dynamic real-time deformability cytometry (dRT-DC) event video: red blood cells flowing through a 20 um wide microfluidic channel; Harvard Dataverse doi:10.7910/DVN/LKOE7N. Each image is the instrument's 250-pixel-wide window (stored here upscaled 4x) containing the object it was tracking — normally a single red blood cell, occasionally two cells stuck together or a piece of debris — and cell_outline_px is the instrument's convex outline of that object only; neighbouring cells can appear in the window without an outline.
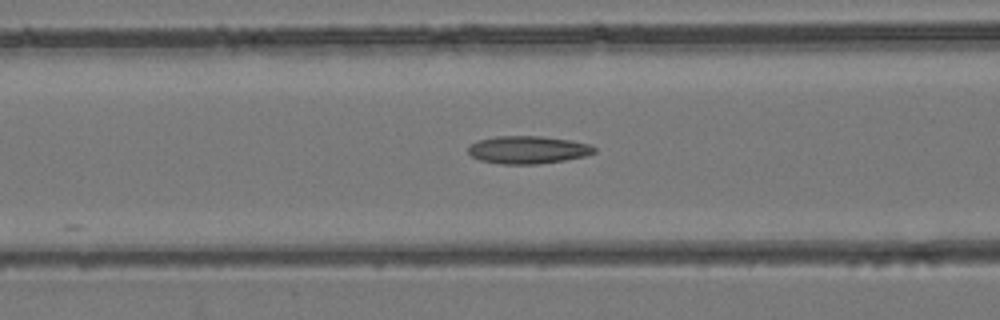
{"species": "common noctule bat (a hibernating species)", "species_latin": "Nyctalus noctula", "temperature_condition": "room temperature", "stored_images_in_passage": 19, "camera_frame_rate_fps": 3000, "um_per_image_px": 0.085, "animal": {"sex": "female", "body_mass_g": 24.6, "forearm_length_mm": 56.2}, "frame": {"image": 1, "passage_image": 7, "time_ms": 2.0, "image_size_px": [1000, 320], "cell_outline_px": [[596, 152], [584, 156], [564, 160], [536, 164], [500, 164], [480, 160], [472, 156], [468, 152], [468, 148], [476, 140], [496, 136], [540, 136], [572, 140], [592, 144], [596, 148]], "centroid_in_image_um": [44.89, 12.72], "position_along_channel_um": 121.7, "area_um2": 20.46}}
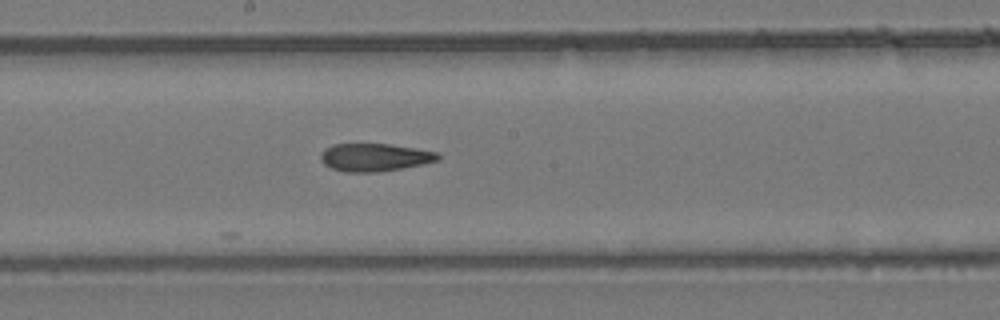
{"frame": {"image": 2, "passage_image": 13, "time_ms": 4.0, "image_size_px": [1000, 320], "cell_outline_px": [[440, 160], [424, 164], [376, 172], [344, 172], [332, 168], [324, 164], [320, 160], [320, 152], [324, 148], [332, 144], [388, 144], [440, 152]], "centroid_in_image_um": [31.83, 13.37], "position_along_channel_um": 216.4, "area_um2": 19.13}}
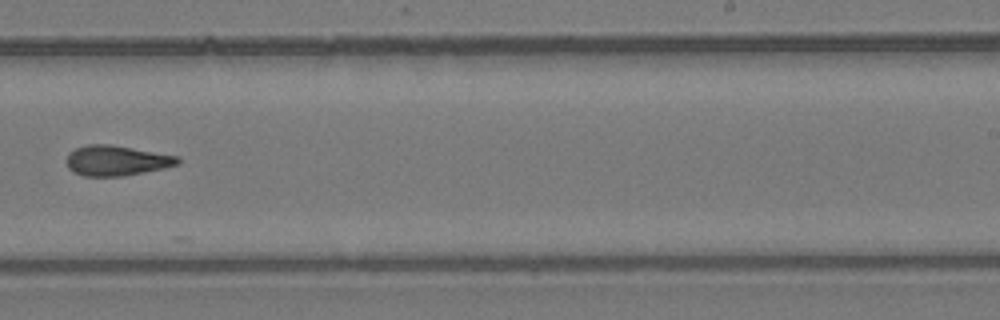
{"frame": {"image": 3, "passage_image": 17, "time_ms": 5.333, "image_size_px": [1000, 320], "cell_outline_px": [[180, 164], [164, 168], [124, 176], [84, 176], [72, 172], [68, 168], [68, 152], [76, 148], [88, 144], [108, 144], [180, 156]], "centroid_in_image_um": [9.92, 13.65], "position_along_channel_um": 279.1, "area_um2": 19.59}}